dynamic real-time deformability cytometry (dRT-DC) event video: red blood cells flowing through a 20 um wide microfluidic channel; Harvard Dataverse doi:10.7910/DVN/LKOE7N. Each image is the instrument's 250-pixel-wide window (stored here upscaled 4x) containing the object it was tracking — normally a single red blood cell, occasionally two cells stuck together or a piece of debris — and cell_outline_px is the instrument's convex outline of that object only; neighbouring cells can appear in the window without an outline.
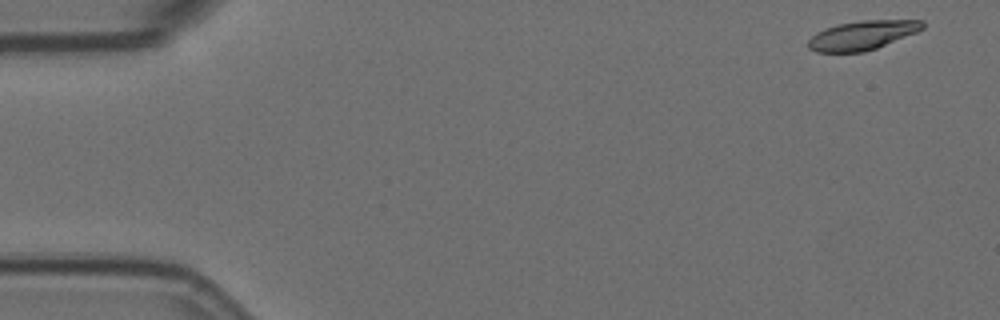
{"species": "Egyptian fruit bat (a non-hibernating species)", "species_latin": "Rousettus aegyptiacus", "temperature_condition": "room temperature", "stored_images_in_passage": 3, "camera_frame_rate_fps": 3000, "um_per_image_px": 0.085, "animal": {"sex": "female"}, "frame": {"image": 1, "passage_image": 1, "time_ms": 0.0, "image_size_px": [1000, 320], "cell_outline_px": [[924, 28], [916, 32], [876, 48], [864, 52], [816, 52], [808, 48], [808, 40], [816, 32], [824, 28], [836, 24], [860, 20], [924, 20]], "centroid_in_image_um": [73.26, 2.99], "position_along_channel_um": 11.7, "area_um2": 19.42}}